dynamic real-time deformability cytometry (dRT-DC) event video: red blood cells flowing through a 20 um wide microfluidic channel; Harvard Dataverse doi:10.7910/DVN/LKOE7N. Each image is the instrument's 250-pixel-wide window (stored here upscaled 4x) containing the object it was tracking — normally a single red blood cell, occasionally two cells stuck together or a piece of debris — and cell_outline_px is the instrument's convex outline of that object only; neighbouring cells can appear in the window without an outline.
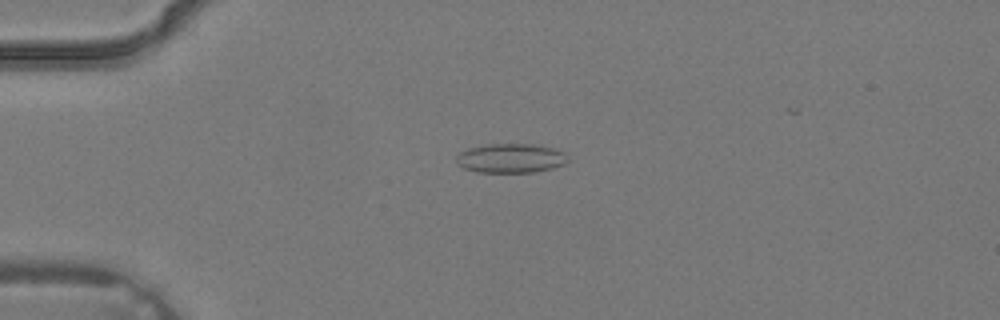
{"species": "common noctule bat (a hibernating species)", "species_latin": "Nyctalus noctula", "temperature_condition": "warm", "stored_images_in_passage": 3, "camera_frame_rate_fps": 3000, "um_per_image_px": 0.085, "animal": {"sex": "male", "body_mass_g": 19.2, "forearm_length_mm": 51.8}, "frame": {"image": 1, "passage_image": 3, "time_ms": 0.667, "image_size_px": [1000, 320], "cell_outline_px": [[568, 160], [564, 164], [552, 168], [536, 172], [476, 172], [464, 168], [456, 164], [456, 156], [460, 152], [468, 148], [488, 144], [540, 144], [556, 148], [564, 152], [568, 156]], "centroid_in_image_um": [43.43, 13.44], "position_along_channel_um": 41.6, "area_um2": 19.31}}